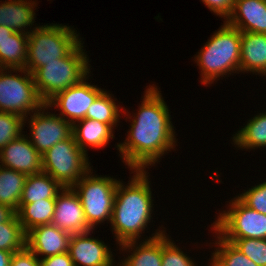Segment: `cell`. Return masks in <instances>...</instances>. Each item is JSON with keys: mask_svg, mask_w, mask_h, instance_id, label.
<instances>
[{"mask_svg": "<svg viewBox=\"0 0 266 266\" xmlns=\"http://www.w3.org/2000/svg\"><path fill=\"white\" fill-rule=\"evenodd\" d=\"M135 175L128 185L117 184L111 226L118 244L137 241L150 223L152 214V192L145 170H134ZM125 186V187H124ZM140 235V236H139Z\"/></svg>", "mask_w": 266, "mask_h": 266, "instance_id": "cell-2", "label": "cell"}, {"mask_svg": "<svg viewBox=\"0 0 266 266\" xmlns=\"http://www.w3.org/2000/svg\"><path fill=\"white\" fill-rule=\"evenodd\" d=\"M241 31L226 21L201 48L195 58L205 85L229 72H240Z\"/></svg>", "mask_w": 266, "mask_h": 266, "instance_id": "cell-3", "label": "cell"}, {"mask_svg": "<svg viewBox=\"0 0 266 266\" xmlns=\"http://www.w3.org/2000/svg\"><path fill=\"white\" fill-rule=\"evenodd\" d=\"M157 89L149 85L129 135L124 143L117 144L120 157L132 170L154 165L165 151L174 149L176 143L168 107Z\"/></svg>", "mask_w": 266, "mask_h": 266, "instance_id": "cell-1", "label": "cell"}, {"mask_svg": "<svg viewBox=\"0 0 266 266\" xmlns=\"http://www.w3.org/2000/svg\"><path fill=\"white\" fill-rule=\"evenodd\" d=\"M216 251L212 256L209 266H258L242 252H240L232 243L217 236Z\"/></svg>", "mask_w": 266, "mask_h": 266, "instance_id": "cell-28", "label": "cell"}, {"mask_svg": "<svg viewBox=\"0 0 266 266\" xmlns=\"http://www.w3.org/2000/svg\"><path fill=\"white\" fill-rule=\"evenodd\" d=\"M86 233L71 234L68 253L75 266H113L112 252L104 242Z\"/></svg>", "mask_w": 266, "mask_h": 266, "instance_id": "cell-14", "label": "cell"}, {"mask_svg": "<svg viewBox=\"0 0 266 266\" xmlns=\"http://www.w3.org/2000/svg\"><path fill=\"white\" fill-rule=\"evenodd\" d=\"M71 234L53 224L39 225L26 233V246L38 257L68 252Z\"/></svg>", "mask_w": 266, "mask_h": 266, "instance_id": "cell-15", "label": "cell"}, {"mask_svg": "<svg viewBox=\"0 0 266 266\" xmlns=\"http://www.w3.org/2000/svg\"><path fill=\"white\" fill-rule=\"evenodd\" d=\"M76 123L78 124L76 125ZM112 129L109 124L84 118L72 125V135L79 148L86 153L88 146L92 148L105 147L110 139L114 138Z\"/></svg>", "mask_w": 266, "mask_h": 266, "instance_id": "cell-19", "label": "cell"}, {"mask_svg": "<svg viewBox=\"0 0 266 266\" xmlns=\"http://www.w3.org/2000/svg\"><path fill=\"white\" fill-rule=\"evenodd\" d=\"M158 231L155 235L140 243L139 246L136 245L138 243L136 241L120 244L121 249L125 251L136 249L124 261H121L122 264L120 263L119 266H162L164 231L159 229Z\"/></svg>", "mask_w": 266, "mask_h": 266, "instance_id": "cell-17", "label": "cell"}, {"mask_svg": "<svg viewBox=\"0 0 266 266\" xmlns=\"http://www.w3.org/2000/svg\"><path fill=\"white\" fill-rule=\"evenodd\" d=\"M26 246V233L15 213L8 221L0 223V250L17 252Z\"/></svg>", "mask_w": 266, "mask_h": 266, "instance_id": "cell-27", "label": "cell"}, {"mask_svg": "<svg viewBox=\"0 0 266 266\" xmlns=\"http://www.w3.org/2000/svg\"><path fill=\"white\" fill-rule=\"evenodd\" d=\"M82 48L80 42L66 57L46 63L32 73L37 92L45 104L89 76V59Z\"/></svg>", "mask_w": 266, "mask_h": 266, "instance_id": "cell-4", "label": "cell"}, {"mask_svg": "<svg viewBox=\"0 0 266 266\" xmlns=\"http://www.w3.org/2000/svg\"><path fill=\"white\" fill-rule=\"evenodd\" d=\"M210 11L227 20L233 11L236 0H202Z\"/></svg>", "mask_w": 266, "mask_h": 266, "instance_id": "cell-34", "label": "cell"}, {"mask_svg": "<svg viewBox=\"0 0 266 266\" xmlns=\"http://www.w3.org/2000/svg\"><path fill=\"white\" fill-rule=\"evenodd\" d=\"M27 176L25 173L0 166V204L18 211Z\"/></svg>", "mask_w": 266, "mask_h": 266, "instance_id": "cell-24", "label": "cell"}, {"mask_svg": "<svg viewBox=\"0 0 266 266\" xmlns=\"http://www.w3.org/2000/svg\"><path fill=\"white\" fill-rule=\"evenodd\" d=\"M34 6L32 0H9L0 4V26L11 28L14 32L29 34L25 27L34 23Z\"/></svg>", "mask_w": 266, "mask_h": 266, "instance_id": "cell-20", "label": "cell"}, {"mask_svg": "<svg viewBox=\"0 0 266 266\" xmlns=\"http://www.w3.org/2000/svg\"><path fill=\"white\" fill-rule=\"evenodd\" d=\"M87 78L56 94L46 103L48 107L54 105L53 107L61 109L59 116L67 120L71 125L85 118L89 107L103 91L97 86L88 84L86 82Z\"/></svg>", "mask_w": 266, "mask_h": 266, "instance_id": "cell-11", "label": "cell"}, {"mask_svg": "<svg viewBox=\"0 0 266 266\" xmlns=\"http://www.w3.org/2000/svg\"><path fill=\"white\" fill-rule=\"evenodd\" d=\"M240 71L266 76V34L241 32Z\"/></svg>", "mask_w": 266, "mask_h": 266, "instance_id": "cell-18", "label": "cell"}, {"mask_svg": "<svg viewBox=\"0 0 266 266\" xmlns=\"http://www.w3.org/2000/svg\"><path fill=\"white\" fill-rule=\"evenodd\" d=\"M13 32L11 28L0 26V43L9 38Z\"/></svg>", "mask_w": 266, "mask_h": 266, "instance_id": "cell-38", "label": "cell"}, {"mask_svg": "<svg viewBox=\"0 0 266 266\" xmlns=\"http://www.w3.org/2000/svg\"><path fill=\"white\" fill-rule=\"evenodd\" d=\"M12 256V252L0 250V266H9Z\"/></svg>", "mask_w": 266, "mask_h": 266, "instance_id": "cell-37", "label": "cell"}, {"mask_svg": "<svg viewBox=\"0 0 266 266\" xmlns=\"http://www.w3.org/2000/svg\"><path fill=\"white\" fill-rule=\"evenodd\" d=\"M40 266H75L68 252L40 259Z\"/></svg>", "mask_w": 266, "mask_h": 266, "instance_id": "cell-35", "label": "cell"}, {"mask_svg": "<svg viewBox=\"0 0 266 266\" xmlns=\"http://www.w3.org/2000/svg\"><path fill=\"white\" fill-rule=\"evenodd\" d=\"M248 208L266 215V182H263L237 197Z\"/></svg>", "mask_w": 266, "mask_h": 266, "instance_id": "cell-32", "label": "cell"}, {"mask_svg": "<svg viewBox=\"0 0 266 266\" xmlns=\"http://www.w3.org/2000/svg\"><path fill=\"white\" fill-rule=\"evenodd\" d=\"M229 206L212 224L216 235L223 239H266V215L248 208L236 197Z\"/></svg>", "mask_w": 266, "mask_h": 266, "instance_id": "cell-9", "label": "cell"}, {"mask_svg": "<svg viewBox=\"0 0 266 266\" xmlns=\"http://www.w3.org/2000/svg\"><path fill=\"white\" fill-rule=\"evenodd\" d=\"M28 34L13 32L0 43V68H25Z\"/></svg>", "mask_w": 266, "mask_h": 266, "instance_id": "cell-23", "label": "cell"}, {"mask_svg": "<svg viewBox=\"0 0 266 266\" xmlns=\"http://www.w3.org/2000/svg\"><path fill=\"white\" fill-rule=\"evenodd\" d=\"M47 109L48 106L43 105L42 108L31 115L29 121L31 128V138L29 140L41 155L55 144L68 139L72 135V125L61 116L50 114V112L44 114Z\"/></svg>", "mask_w": 266, "mask_h": 266, "instance_id": "cell-10", "label": "cell"}, {"mask_svg": "<svg viewBox=\"0 0 266 266\" xmlns=\"http://www.w3.org/2000/svg\"><path fill=\"white\" fill-rule=\"evenodd\" d=\"M72 28L61 24L35 27L28 34L25 69L31 74L46 63L66 57L81 41Z\"/></svg>", "mask_w": 266, "mask_h": 266, "instance_id": "cell-5", "label": "cell"}, {"mask_svg": "<svg viewBox=\"0 0 266 266\" xmlns=\"http://www.w3.org/2000/svg\"><path fill=\"white\" fill-rule=\"evenodd\" d=\"M9 266H40V258L25 246L22 250L14 252Z\"/></svg>", "mask_w": 266, "mask_h": 266, "instance_id": "cell-33", "label": "cell"}, {"mask_svg": "<svg viewBox=\"0 0 266 266\" xmlns=\"http://www.w3.org/2000/svg\"><path fill=\"white\" fill-rule=\"evenodd\" d=\"M6 70V72H3ZM7 70L8 71L7 74ZM13 72H22L25 77ZM45 103L40 98L36 85L34 83L33 74L28 70L21 68H0V111L8 112L23 116L27 119L30 111L39 110ZM27 114V115H26Z\"/></svg>", "mask_w": 266, "mask_h": 266, "instance_id": "cell-8", "label": "cell"}, {"mask_svg": "<svg viewBox=\"0 0 266 266\" xmlns=\"http://www.w3.org/2000/svg\"><path fill=\"white\" fill-rule=\"evenodd\" d=\"M15 213L9 206L0 204V223L8 221Z\"/></svg>", "mask_w": 266, "mask_h": 266, "instance_id": "cell-36", "label": "cell"}, {"mask_svg": "<svg viewBox=\"0 0 266 266\" xmlns=\"http://www.w3.org/2000/svg\"><path fill=\"white\" fill-rule=\"evenodd\" d=\"M226 22L241 32L266 34V0H236Z\"/></svg>", "mask_w": 266, "mask_h": 266, "instance_id": "cell-16", "label": "cell"}, {"mask_svg": "<svg viewBox=\"0 0 266 266\" xmlns=\"http://www.w3.org/2000/svg\"><path fill=\"white\" fill-rule=\"evenodd\" d=\"M258 266H266V239H225Z\"/></svg>", "mask_w": 266, "mask_h": 266, "instance_id": "cell-29", "label": "cell"}, {"mask_svg": "<svg viewBox=\"0 0 266 266\" xmlns=\"http://www.w3.org/2000/svg\"><path fill=\"white\" fill-rule=\"evenodd\" d=\"M0 161V166L26 175L42 172V155L23 134L0 150Z\"/></svg>", "mask_w": 266, "mask_h": 266, "instance_id": "cell-13", "label": "cell"}, {"mask_svg": "<svg viewBox=\"0 0 266 266\" xmlns=\"http://www.w3.org/2000/svg\"><path fill=\"white\" fill-rule=\"evenodd\" d=\"M87 156L71 135L42 155V172L53 177L63 188L73 187L91 170Z\"/></svg>", "mask_w": 266, "mask_h": 266, "instance_id": "cell-6", "label": "cell"}, {"mask_svg": "<svg viewBox=\"0 0 266 266\" xmlns=\"http://www.w3.org/2000/svg\"><path fill=\"white\" fill-rule=\"evenodd\" d=\"M63 187L49 174L40 172L28 175L19 204L33 203L44 199H56Z\"/></svg>", "mask_w": 266, "mask_h": 266, "instance_id": "cell-21", "label": "cell"}, {"mask_svg": "<svg viewBox=\"0 0 266 266\" xmlns=\"http://www.w3.org/2000/svg\"><path fill=\"white\" fill-rule=\"evenodd\" d=\"M174 244L163 233L162 266H196L189 256Z\"/></svg>", "mask_w": 266, "mask_h": 266, "instance_id": "cell-31", "label": "cell"}, {"mask_svg": "<svg viewBox=\"0 0 266 266\" xmlns=\"http://www.w3.org/2000/svg\"><path fill=\"white\" fill-rule=\"evenodd\" d=\"M112 98L111 94L103 90L89 107L85 118L109 124L112 128L116 127L121 116L119 107Z\"/></svg>", "mask_w": 266, "mask_h": 266, "instance_id": "cell-26", "label": "cell"}, {"mask_svg": "<svg viewBox=\"0 0 266 266\" xmlns=\"http://www.w3.org/2000/svg\"><path fill=\"white\" fill-rule=\"evenodd\" d=\"M55 201L56 199H42L33 203L19 204L16 213L25 233L36 226L51 224Z\"/></svg>", "mask_w": 266, "mask_h": 266, "instance_id": "cell-22", "label": "cell"}, {"mask_svg": "<svg viewBox=\"0 0 266 266\" xmlns=\"http://www.w3.org/2000/svg\"><path fill=\"white\" fill-rule=\"evenodd\" d=\"M25 121L21 115L0 111V150L21 136Z\"/></svg>", "mask_w": 266, "mask_h": 266, "instance_id": "cell-30", "label": "cell"}, {"mask_svg": "<svg viewBox=\"0 0 266 266\" xmlns=\"http://www.w3.org/2000/svg\"><path fill=\"white\" fill-rule=\"evenodd\" d=\"M88 171L72 188L78 194L85 219L93 229L95 225L111 221L118 180L97 177ZM77 188V189H76Z\"/></svg>", "mask_w": 266, "mask_h": 266, "instance_id": "cell-7", "label": "cell"}, {"mask_svg": "<svg viewBox=\"0 0 266 266\" xmlns=\"http://www.w3.org/2000/svg\"><path fill=\"white\" fill-rule=\"evenodd\" d=\"M51 224L70 234L92 230L85 219L80 198L72 187H64L62 192L57 194Z\"/></svg>", "mask_w": 266, "mask_h": 266, "instance_id": "cell-12", "label": "cell"}, {"mask_svg": "<svg viewBox=\"0 0 266 266\" xmlns=\"http://www.w3.org/2000/svg\"><path fill=\"white\" fill-rule=\"evenodd\" d=\"M233 142L243 149L266 147V112L251 118L245 127L234 135Z\"/></svg>", "mask_w": 266, "mask_h": 266, "instance_id": "cell-25", "label": "cell"}]
</instances>
